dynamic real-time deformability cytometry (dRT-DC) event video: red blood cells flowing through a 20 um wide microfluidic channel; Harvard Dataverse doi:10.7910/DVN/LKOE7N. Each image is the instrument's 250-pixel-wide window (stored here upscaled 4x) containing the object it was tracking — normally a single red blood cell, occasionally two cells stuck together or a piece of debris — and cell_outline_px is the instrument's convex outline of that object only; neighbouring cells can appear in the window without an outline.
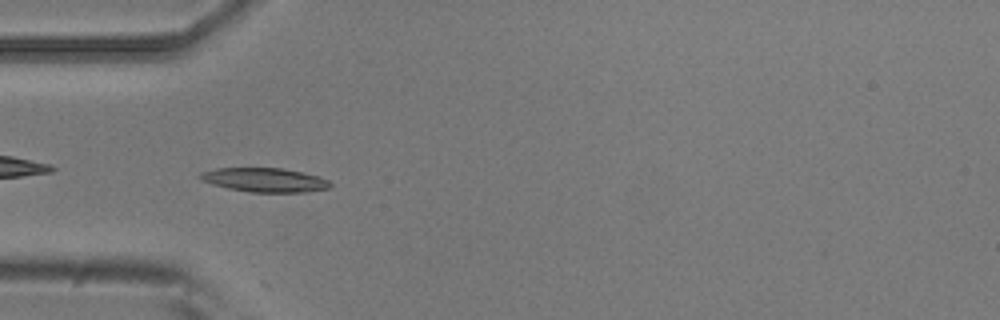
{"species": "common noctule bat (a hibernating species)", "species_latin": "Nyctalus noctula", "temperature_condition": "room temperature", "stored_images_in_passage": 4, "camera_frame_rate_fps": 3000, "um_per_image_px": 0.085, "animal": {"sex": "male", "body_mass_g": 20.5, "forearm_length_mm": 52.5}, "frame": {"image": 1, "passage_image": 3, "time_ms": 0.667, "image_size_px": [1000, 320], "cell_outline_px": [[332, 184], [328, 188], [308, 192], [252, 192], [228, 188], [212, 184], [196, 176], [200, 172], [216, 168], [284, 168], [320, 176], [328, 180]], "centroid_in_image_um": [22.51, 15.29], "position_along_channel_um": 62.5, "area_um2": 18.26}}
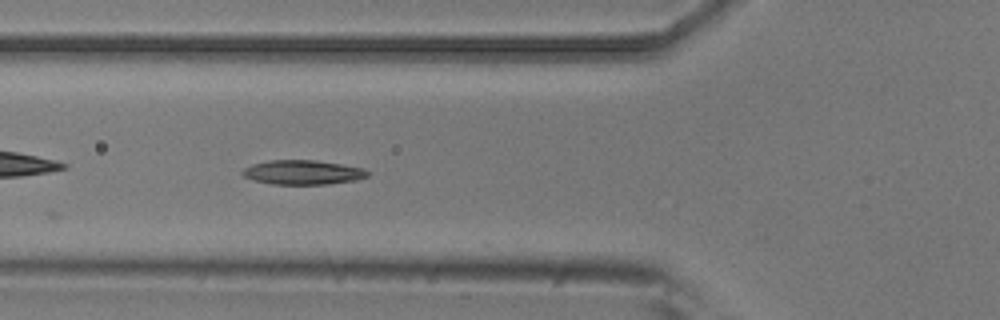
{"frame": {"image": 2, "passage_image": 4, "time_ms": 1.0, "image_size_px": [1000, 320], "cell_outline_px": [[368, 176], [356, 180], [328, 184], [272, 184], [252, 180], [244, 176], [240, 172], [244, 168], [252, 164], [268, 160], [316, 160], [364, 168], [368, 172]], "centroid_in_image_um": [25.71, 14.65], "position_along_channel_um": 100.1, "area_um2": 17.8}}